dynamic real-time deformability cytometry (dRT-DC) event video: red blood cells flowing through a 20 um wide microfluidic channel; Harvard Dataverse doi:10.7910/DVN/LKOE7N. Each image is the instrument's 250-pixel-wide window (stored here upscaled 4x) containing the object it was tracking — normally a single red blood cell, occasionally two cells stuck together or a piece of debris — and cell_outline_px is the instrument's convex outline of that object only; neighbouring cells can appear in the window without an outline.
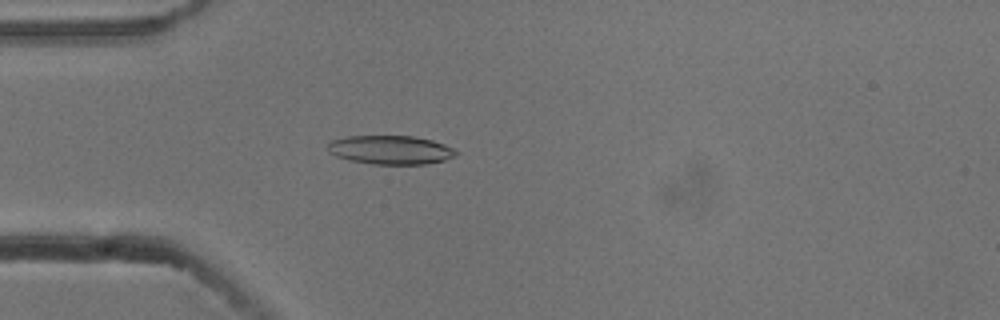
{"species": "common noctule bat (a hibernating species)", "species_latin": "Nyctalus noctula", "temperature_condition": "cold", "stored_images_in_passage": 52, "camera_frame_rate_fps": 3000, "um_per_image_px": 0.085, "animal": {"sex": "male", "body_mass_g": 13.3}, "frame": {"image": 1, "passage_image": 13, "time_ms": 4.0, "image_size_px": [1000, 320], "cell_outline_px": [[456, 152], [452, 156], [444, 160], [424, 164], [372, 164], [348, 160], [336, 156], [328, 152], [328, 144], [332, 140], [348, 136], [412, 136], [432, 140], [444, 144], [452, 148]], "centroid_in_image_um": [33.14, 12.74], "position_along_channel_um": 51.9, "area_um2": 21.33}}
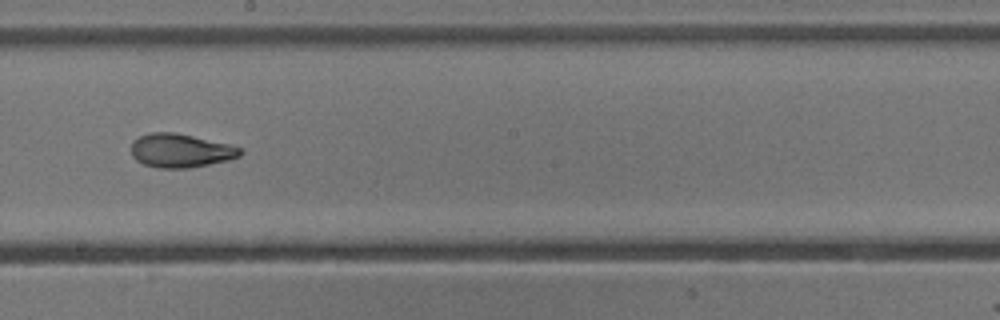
{"frame": {"image": 2, "passage_image": 28, "time_ms": 9.0, "image_size_px": [1000, 320], "cell_outline_px": [[244, 152], [240, 156], [228, 160], [188, 168], [156, 168], [144, 164], [136, 160], [132, 156], [132, 140], [140, 136], [152, 132], [176, 132], [228, 144], [240, 148]], "centroid_in_image_um": [15.33, 12.8], "position_along_channel_um": 232.9, "area_um2": 21.39}}
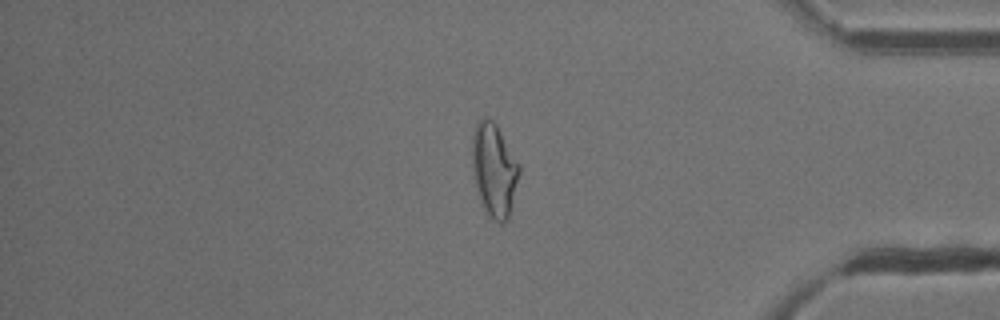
{"frame": {"image": 3, "passage_image": 43, "time_ms": 14.0, "image_size_px": [1000, 320], "cell_outline_px": [[520, 172], [508, 216], [500, 224], [488, 216], [480, 200], [472, 176], [472, 136], [476, 124], [484, 116], [492, 120], [496, 124], [520, 164]], "centroid_in_image_um": [41.98, 14.41], "position_along_channel_um": 393.2, "area_um2": 25.49}, "authors_computed_cell_mechanics": {"area_um2": 22.2819, "velocity_mm_per_s": 3.7749, "shape_relaxation_time_tau1_ms": 5.7159, "shape_relaxation_time_tau2_ms": 2.2093, "deformation_change_tau1": 0.1831, "deformation_change_tau2": 0.0852}}